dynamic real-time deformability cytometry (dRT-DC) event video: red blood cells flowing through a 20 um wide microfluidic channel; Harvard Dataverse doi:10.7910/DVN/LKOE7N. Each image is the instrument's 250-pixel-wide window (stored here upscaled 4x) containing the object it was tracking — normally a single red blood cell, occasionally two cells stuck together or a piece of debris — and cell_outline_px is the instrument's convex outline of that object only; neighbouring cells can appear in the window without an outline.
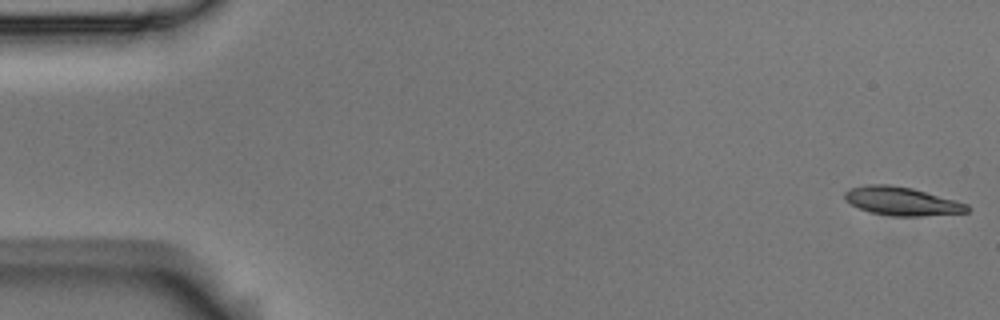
{"species": "Egyptian fruit bat (a non-hibernating species)", "species_latin": "Rousettus aegyptiacus", "temperature_condition": "room temperature", "stored_images_in_passage": 6, "segment_of_instrument_passage": [1, 2], "camera_frame_rate_fps": 3000, "um_per_image_px": 0.085, "animal": {"sex": "male"}, "frame": {"image": 1, "passage_image": 1, "time_ms": 0.0, "image_size_px": [1000, 320], "cell_outline_px": [[972, 208], [968, 212], [924, 216], [892, 216], [872, 212], [860, 208], [852, 204], [844, 196], [844, 192], [852, 188], [864, 184], [888, 184], [912, 188], [956, 200], [968, 204]], "centroid_in_image_um": [76.71, 17.1], "position_along_channel_um": 8.3, "area_um2": 20.23}}